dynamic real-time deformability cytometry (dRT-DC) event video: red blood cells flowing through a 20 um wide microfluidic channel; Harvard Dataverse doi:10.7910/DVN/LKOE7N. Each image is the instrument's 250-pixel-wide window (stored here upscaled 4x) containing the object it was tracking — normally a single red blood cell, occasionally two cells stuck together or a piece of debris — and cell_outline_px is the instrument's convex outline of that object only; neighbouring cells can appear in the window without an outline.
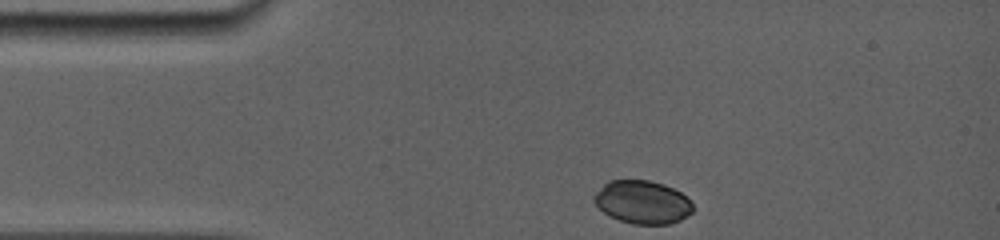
{"species": "common noctule bat (a hibernating species)", "species_latin": "Nyctalus noctula", "temperature_condition": "room temperature", "stored_images_in_passage": 25, "camera_frame_rate_fps": 5000, "um_per_image_px": 0.085, "animal": {"sex": "female", "body_mass_g": 19.0, "forearm_length_mm": 56.7}, "frame": {"image": 1, "passage_image": 1, "time_ms": 0.0, "image_size_px": [1000, 240], "cell_outline_px": [[692, 212], [688, 216], [680, 220], [668, 224], [632, 224], [620, 220], [604, 212], [592, 200], [592, 196], [608, 180], [648, 180], [664, 184], [680, 192], [692, 204]], "centroid_in_image_um": [54.59, 17.18], "position_along_channel_um": 30.4, "area_um2": 24.68}}
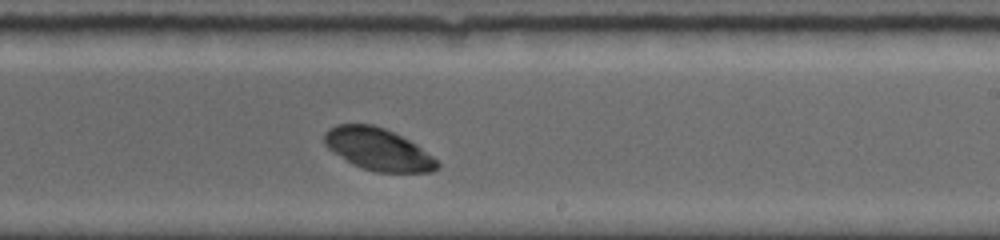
{"frame": {"image": 2, "passage_image": 15, "time_ms": 7.0, "image_size_px": [1000, 240], "cell_outline_px": [[440, 168], [432, 172], [376, 172], [352, 164], [332, 152], [324, 144], [324, 132], [328, 128], [336, 124], [372, 124], [384, 128], [416, 144], [432, 156], [440, 164]], "centroid_in_image_um": [32.11, 12.69], "position_along_channel_um": 256.9, "area_um2": 27.69}}
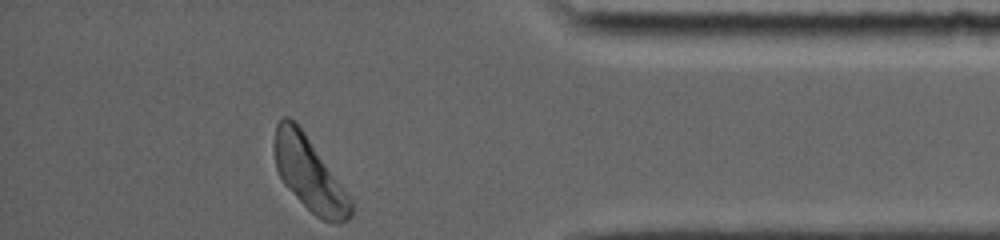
{"frame": {"image": 3, "passage_image": 25, "time_ms": 11.4, "image_size_px": [1000, 240], "cell_outline_px": [[356, 204], [352, 216], [348, 220], [336, 224], [332, 224], [316, 216], [284, 184], [276, 168], [272, 144], [276, 124], [280, 116], [288, 116], [304, 132]], "centroid_in_image_um": [26.3, 14.8], "position_along_channel_um": 408.9, "area_um2": 32.95}, "authors_computed_cell_mechanics": {"area_um2": 27.9752, "velocity_mm_per_s": 3.814, "shape_relaxation_time_tau1_ms": 0.8679, "shape_relaxation_time_tau2_ms": null, "deformation_change_tau1": 0.0812, "deformation_change_tau2": null}}